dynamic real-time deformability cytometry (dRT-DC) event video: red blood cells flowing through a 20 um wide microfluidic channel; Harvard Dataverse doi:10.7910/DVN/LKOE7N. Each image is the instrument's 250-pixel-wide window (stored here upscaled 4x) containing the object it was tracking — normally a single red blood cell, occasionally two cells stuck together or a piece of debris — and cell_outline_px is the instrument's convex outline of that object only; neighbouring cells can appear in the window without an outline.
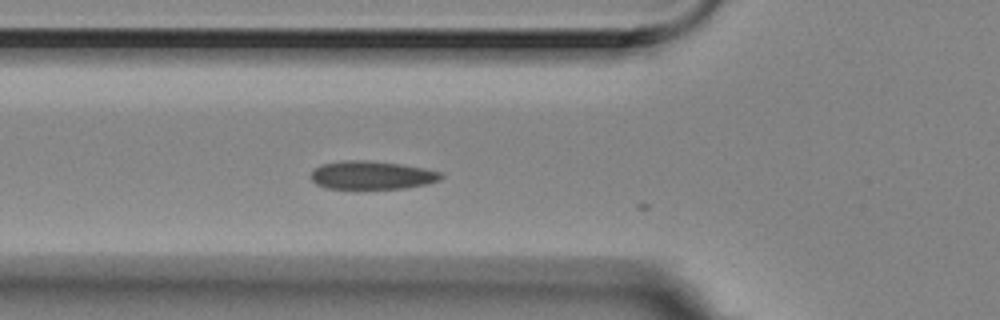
{"species": "Egyptian fruit bat (a non-hibernating species)", "species_latin": "Rousettus aegyptiacus", "temperature_condition": "room temperature", "stored_images_in_passage": 10, "camera_frame_rate_fps": 3000, "um_per_image_px": 0.085, "animal": {"sex": "female"}, "frame": {"image": 1, "passage_image": 2, "time_ms": 0.333, "image_size_px": [1000, 320], "cell_outline_px": [[444, 176], [440, 180], [428, 184], [404, 188], [324, 188], [316, 184], [312, 180], [312, 172], [320, 164], [340, 160], [368, 160], [400, 164], [424, 168], [440, 172]], "centroid_in_image_um": [31.61, 14.88], "position_along_channel_um": 94.2, "area_um2": 21.44}}
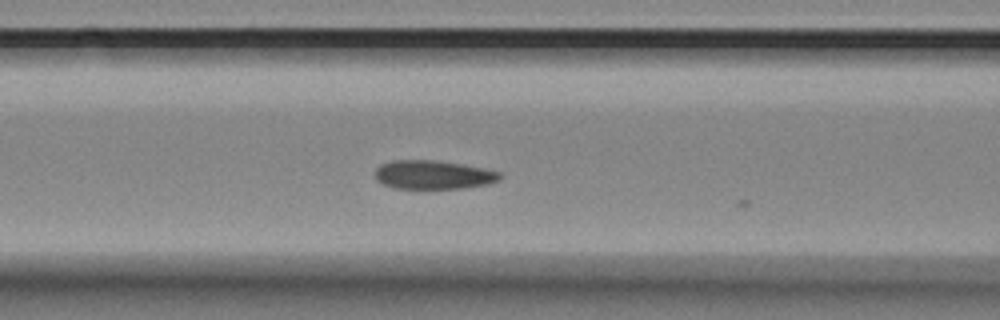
{"frame": {"image": 2, "passage_image": 5, "time_ms": 1.333, "image_size_px": [1000, 320], "cell_outline_px": [[504, 176], [500, 180], [488, 184], [464, 188], [392, 188], [376, 180], [376, 168], [380, 164], [392, 160], [432, 160], [460, 164], [500, 172]], "centroid_in_image_um": [36.82, 14.86], "position_along_channel_um": 129.8, "area_um2": 20.81}}
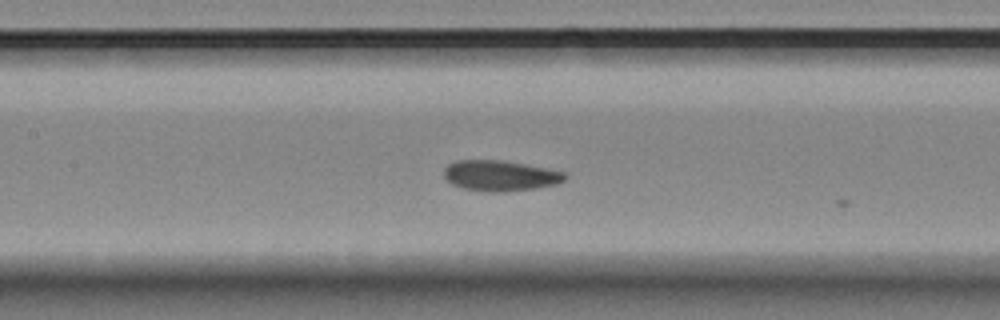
{"frame": {"image": 3, "passage_image": 8, "time_ms": 2.333, "image_size_px": [1000, 320], "cell_outline_px": [[568, 176], [564, 180], [556, 184], [536, 188], [504, 192], [484, 192], [464, 188], [452, 184], [444, 176], [444, 168], [448, 164], [456, 160], [500, 160], [524, 164], [564, 172]], "centroid_in_image_um": [42.49, 14.94], "position_along_channel_um": 164.9, "area_um2": 21.5}}